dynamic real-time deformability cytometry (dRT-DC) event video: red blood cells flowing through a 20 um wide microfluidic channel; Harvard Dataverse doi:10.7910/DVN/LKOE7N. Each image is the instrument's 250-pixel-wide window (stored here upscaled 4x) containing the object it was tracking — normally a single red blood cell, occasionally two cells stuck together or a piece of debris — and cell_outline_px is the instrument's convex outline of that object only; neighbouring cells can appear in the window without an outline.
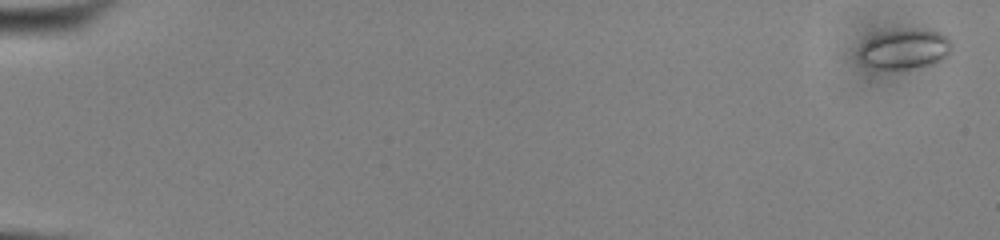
{"species": "common noctule bat (a hibernating species)", "species_latin": "Nyctalus noctula", "temperature_condition": "cold", "stored_images_in_passage": 55, "camera_frame_rate_fps": 3000, "um_per_image_px": 0.085, "animal": {"sex": "male", "body_mass_g": 13.0, "forearm_length_mm": 53.1}, "frame": {"image": 1, "passage_image": 2, "time_ms": 0.333, "image_size_px": [1000, 240], "cell_outline_px": [[952, 52], [948, 56], [932, 64], [908, 68], [876, 68], [860, 60], [856, 56], [860, 48], [868, 40], [876, 36], [888, 32], [940, 32], [948, 36], [952, 40]], "centroid_in_image_um": [76.96, 4.22], "position_along_channel_um": 8.0, "area_um2": 20.46}}
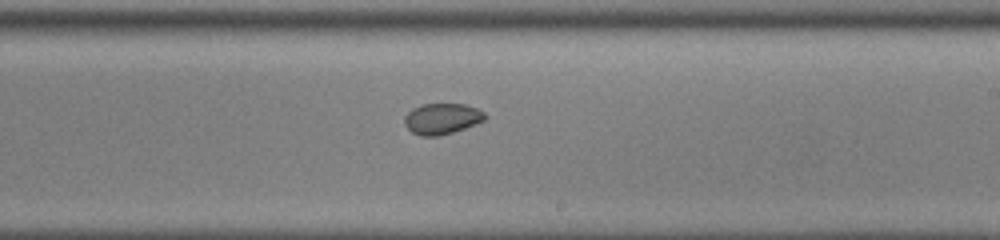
{"frame": {"image": 2, "passage_image": 35, "time_ms": 11.333, "image_size_px": [1000, 240], "cell_outline_px": [[488, 116], [484, 120], [476, 124], [440, 136], [420, 136], [412, 132], [404, 124], [404, 116], [412, 108], [420, 104], [464, 104], [476, 108], [484, 112]], "centroid_in_image_um": [37.55, 10.09], "position_along_channel_um": 251.4, "area_um2": 14.57}}
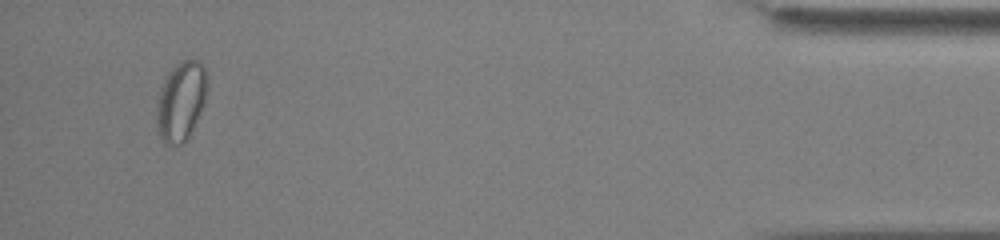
{"frame": {"image": 3, "passage_image": 53, "time_ms": 17.333, "image_size_px": [1000, 240], "cell_outline_px": [[208, 88], [204, 104], [188, 140], [184, 144], [168, 144], [160, 136], [156, 124], [156, 108], [160, 88], [168, 72], [180, 60], [196, 56], [204, 64], [208, 76]], "centroid_in_image_um": [15.43, 8.52], "position_along_channel_um": 419.8, "area_um2": 24.1}}